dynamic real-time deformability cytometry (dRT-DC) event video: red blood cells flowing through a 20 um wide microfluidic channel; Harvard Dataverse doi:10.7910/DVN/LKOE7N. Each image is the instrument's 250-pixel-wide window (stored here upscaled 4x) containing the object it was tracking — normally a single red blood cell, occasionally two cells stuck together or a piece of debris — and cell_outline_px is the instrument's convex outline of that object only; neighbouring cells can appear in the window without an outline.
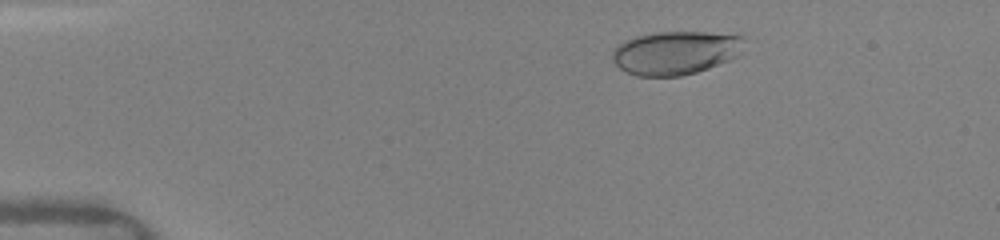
{"species": "human", "species_latin": "Homo sapiens", "temperature_condition": "warm", "stored_images_in_passage": 27, "camera_frame_rate_fps": 3000, "um_per_image_px": 0.085, "donor": {"sex": "female"}, "frame": {"image": 1, "passage_image": 5, "time_ms": 2.333, "image_size_px": [1000, 240], "cell_outline_px": [[744, 36], [740, 52], [736, 56], [728, 60], [708, 68], [696, 72], [680, 76], [636, 76], [620, 68], [612, 60], [612, 52], [616, 44], [624, 40], [636, 36], [660, 32], [740, 32]], "centroid_in_image_um": [57.44, 4.46], "position_along_channel_um": 27.6, "area_um2": 33.76}}
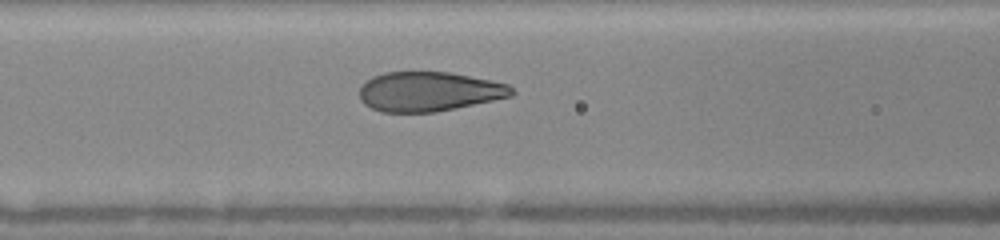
{"frame": {"image": 2, "passage_image": 12, "time_ms": 6.667, "image_size_px": [1000, 240], "cell_outline_px": [[516, 92], [512, 96], [456, 108], [436, 112], [380, 112], [364, 104], [360, 100], [360, 88], [372, 76], [384, 72], [448, 72], [492, 80], [508, 84]], "centroid_in_image_um": [36.47, 7.78], "position_along_channel_um": 130.1, "area_um2": 35.08}}
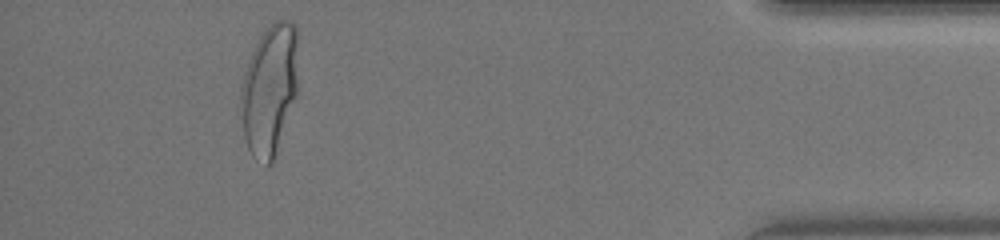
{"frame": {"image": 3, "passage_image": 25, "time_ms": 14.667, "image_size_px": [1000, 240], "cell_outline_px": [[296, 96], [272, 164], [268, 164], [252, 156], [248, 148], [244, 136], [240, 100], [240, 84], [248, 60], [260, 36], [276, 20], [292, 20], [296, 24]], "centroid_in_image_um": [22.88, 7.61], "position_along_channel_um": 412.3, "area_um2": 43.18}, "authors_computed_cell_mechanics": {"area_um2": 36.2406, "velocity_mm_per_s": 4.1292, "shape_relaxation_time_tau1_ms": 3.1133, "shape_relaxation_time_tau2_ms": null, "deformation_change_tau1": 0.1589, "deformation_change_tau2": null}}